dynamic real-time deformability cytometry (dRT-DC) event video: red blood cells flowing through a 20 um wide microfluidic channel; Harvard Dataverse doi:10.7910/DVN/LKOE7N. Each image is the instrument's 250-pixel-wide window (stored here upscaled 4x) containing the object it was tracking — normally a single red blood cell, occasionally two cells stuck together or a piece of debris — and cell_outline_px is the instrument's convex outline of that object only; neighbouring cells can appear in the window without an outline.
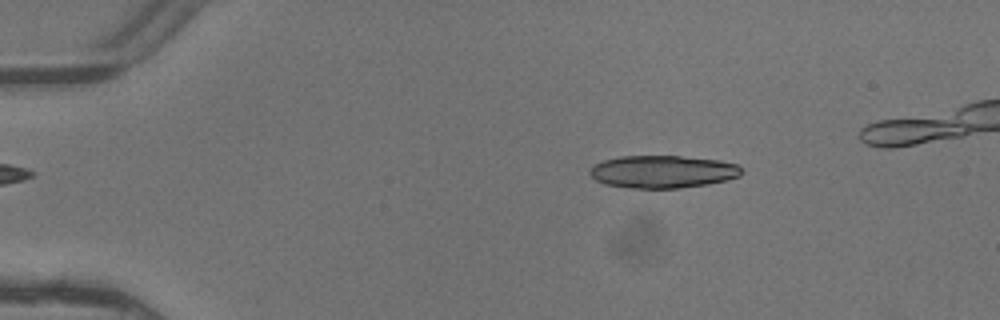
{"species": "common noctule bat (a hibernating species)", "species_latin": "Nyctalus noctula", "temperature_condition": "warm", "stored_images_in_passage": 4, "camera_frame_rate_fps": 3000, "um_per_image_px": 0.085, "animal": {"sex": "female"}, "frame": {"image": 1, "passage_image": 2, "time_ms": 0.333, "image_size_px": [1000, 320], "cell_outline_px": [[744, 172], [740, 176], [728, 180], [708, 184], [680, 188], [628, 188], [604, 184], [596, 180], [588, 172], [596, 164], [604, 160], [620, 156], [680, 156], [720, 160], [740, 164]], "centroid_in_image_um": [56.39, 14.59], "position_along_channel_um": 28.6, "area_um2": 29.07}}